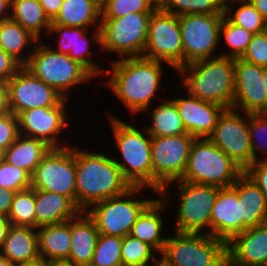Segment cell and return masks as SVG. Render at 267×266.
Masks as SVG:
<instances>
[{
    "label": "cell",
    "instance_id": "26",
    "mask_svg": "<svg viewBox=\"0 0 267 266\" xmlns=\"http://www.w3.org/2000/svg\"><path fill=\"white\" fill-rule=\"evenodd\" d=\"M38 252L45 261L68 260L71 250V220L36 229Z\"/></svg>",
    "mask_w": 267,
    "mask_h": 266
},
{
    "label": "cell",
    "instance_id": "53",
    "mask_svg": "<svg viewBox=\"0 0 267 266\" xmlns=\"http://www.w3.org/2000/svg\"><path fill=\"white\" fill-rule=\"evenodd\" d=\"M148 1L154 11H164L170 3V0H148Z\"/></svg>",
    "mask_w": 267,
    "mask_h": 266
},
{
    "label": "cell",
    "instance_id": "22",
    "mask_svg": "<svg viewBox=\"0 0 267 266\" xmlns=\"http://www.w3.org/2000/svg\"><path fill=\"white\" fill-rule=\"evenodd\" d=\"M237 191L241 210V232L267 223V202L261 189L244 172L232 185Z\"/></svg>",
    "mask_w": 267,
    "mask_h": 266
},
{
    "label": "cell",
    "instance_id": "36",
    "mask_svg": "<svg viewBox=\"0 0 267 266\" xmlns=\"http://www.w3.org/2000/svg\"><path fill=\"white\" fill-rule=\"evenodd\" d=\"M164 12L178 16L184 14L224 15L225 2L223 0H170Z\"/></svg>",
    "mask_w": 267,
    "mask_h": 266
},
{
    "label": "cell",
    "instance_id": "5",
    "mask_svg": "<svg viewBox=\"0 0 267 266\" xmlns=\"http://www.w3.org/2000/svg\"><path fill=\"white\" fill-rule=\"evenodd\" d=\"M244 170L208 138H195L182 181L219 188L231 187Z\"/></svg>",
    "mask_w": 267,
    "mask_h": 266
},
{
    "label": "cell",
    "instance_id": "39",
    "mask_svg": "<svg viewBox=\"0 0 267 266\" xmlns=\"http://www.w3.org/2000/svg\"><path fill=\"white\" fill-rule=\"evenodd\" d=\"M153 247L131 235L123 237L121 248L122 266H148L156 258Z\"/></svg>",
    "mask_w": 267,
    "mask_h": 266
},
{
    "label": "cell",
    "instance_id": "34",
    "mask_svg": "<svg viewBox=\"0 0 267 266\" xmlns=\"http://www.w3.org/2000/svg\"><path fill=\"white\" fill-rule=\"evenodd\" d=\"M230 2L240 5L233 14L231 12V6L229 5ZM224 15H226L233 24L243 27L253 34H258L267 30V21L248 0H232L226 2Z\"/></svg>",
    "mask_w": 267,
    "mask_h": 266
},
{
    "label": "cell",
    "instance_id": "58",
    "mask_svg": "<svg viewBox=\"0 0 267 266\" xmlns=\"http://www.w3.org/2000/svg\"><path fill=\"white\" fill-rule=\"evenodd\" d=\"M0 266H17V264L0 255Z\"/></svg>",
    "mask_w": 267,
    "mask_h": 266
},
{
    "label": "cell",
    "instance_id": "28",
    "mask_svg": "<svg viewBox=\"0 0 267 266\" xmlns=\"http://www.w3.org/2000/svg\"><path fill=\"white\" fill-rule=\"evenodd\" d=\"M165 197V198H164ZM162 198V199H161ZM155 199L137 218V221L132 226L131 235L143 242H146L155 251L160 254L163 252L167 237L161 236L162 233V219L159 212L163 211L166 206V196H161Z\"/></svg>",
    "mask_w": 267,
    "mask_h": 266
},
{
    "label": "cell",
    "instance_id": "8",
    "mask_svg": "<svg viewBox=\"0 0 267 266\" xmlns=\"http://www.w3.org/2000/svg\"><path fill=\"white\" fill-rule=\"evenodd\" d=\"M140 192L142 187H131L121 195L94 203L90 210L85 211L95 222L99 234L118 237L130 234L137 218L155 200H135L130 197Z\"/></svg>",
    "mask_w": 267,
    "mask_h": 266
},
{
    "label": "cell",
    "instance_id": "19",
    "mask_svg": "<svg viewBox=\"0 0 267 266\" xmlns=\"http://www.w3.org/2000/svg\"><path fill=\"white\" fill-rule=\"evenodd\" d=\"M188 97L173 100L186 132L195 138H208L225 108L197 97Z\"/></svg>",
    "mask_w": 267,
    "mask_h": 266
},
{
    "label": "cell",
    "instance_id": "32",
    "mask_svg": "<svg viewBox=\"0 0 267 266\" xmlns=\"http://www.w3.org/2000/svg\"><path fill=\"white\" fill-rule=\"evenodd\" d=\"M35 36L11 18L0 23V48L24 66L29 57H20L30 42H38Z\"/></svg>",
    "mask_w": 267,
    "mask_h": 266
},
{
    "label": "cell",
    "instance_id": "46",
    "mask_svg": "<svg viewBox=\"0 0 267 266\" xmlns=\"http://www.w3.org/2000/svg\"><path fill=\"white\" fill-rule=\"evenodd\" d=\"M22 66L0 48V82L6 83Z\"/></svg>",
    "mask_w": 267,
    "mask_h": 266
},
{
    "label": "cell",
    "instance_id": "21",
    "mask_svg": "<svg viewBox=\"0 0 267 266\" xmlns=\"http://www.w3.org/2000/svg\"><path fill=\"white\" fill-rule=\"evenodd\" d=\"M241 233V210L237 191L220 188L211 214V236L228 242Z\"/></svg>",
    "mask_w": 267,
    "mask_h": 266
},
{
    "label": "cell",
    "instance_id": "6",
    "mask_svg": "<svg viewBox=\"0 0 267 266\" xmlns=\"http://www.w3.org/2000/svg\"><path fill=\"white\" fill-rule=\"evenodd\" d=\"M152 13L133 12L119 18H101L94 41L107 52L119 53L122 58L142 56Z\"/></svg>",
    "mask_w": 267,
    "mask_h": 266
},
{
    "label": "cell",
    "instance_id": "23",
    "mask_svg": "<svg viewBox=\"0 0 267 266\" xmlns=\"http://www.w3.org/2000/svg\"><path fill=\"white\" fill-rule=\"evenodd\" d=\"M49 32L59 33V47L53 48L58 53L66 54L74 61L82 65L94 78L103 72L94 61H91L86 55L91 56L89 52V41L86 37V28L68 27L59 24H51ZM102 71V72H101Z\"/></svg>",
    "mask_w": 267,
    "mask_h": 266
},
{
    "label": "cell",
    "instance_id": "62",
    "mask_svg": "<svg viewBox=\"0 0 267 266\" xmlns=\"http://www.w3.org/2000/svg\"><path fill=\"white\" fill-rule=\"evenodd\" d=\"M75 266H92L91 264H89V265H76L75 264Z\"/></svg>",
    "mask_w": 267,
    "mask_h": 266
},
{
    "label": "cell",
    "instance_id": "33",
    "mask_svg": "<svg viewBox=\"0 0 267 266\" xmlns=\"http://www.w3.org/2000/svg\"><path fill=\"white\" fill-rule=\"evenodd\" d=\"M152 112V125L146 130L151 137H163L181 135L186 132L182 120L178 114V108L173 100L165 99Z\"/></svg>",
    "mask_w": 267,
    "mask_h": 266
},
{
    "label": "cell",
    "instance_id": "61",
    "mask_svg": "<svg viewBox=\"0 0 267 266\" xmlns=\"http://www.w3.org/2000/svg\"><path fill=\"white\" fill-rule=\"evenodd\" d=\"M263 77H264L265 90L267 91V67L263 68Z\"/></svg>",
    "mask_w": 267,
    "mask_h": 266
},
{
    "label": "cell",
    "instance_id": "35",
    "mask_svg": "<svg viewBox=\"0 0 267 266\" xmlns=\"http://www.w3.org/2000/svg\"><path fill=\"white\" fill-rule=\"evenodd\" d=\"M11 225L36 228L35 189L30 187L15 193L8 214Z\"/></svg>",
    "mask_w": 267,
    "mask_h": 266
},
{
    "label": "cell",
    "instance_id": "38",
    "mask_svg": "<svg viewBox=\"0 0 267 266\" xmlns=\"http://www.w3.org/2000/svg\"><path fill=\"white\" fill-rule=\"evenodd\" d=\"M123 237L99 234L91 262L92 266H122Z\"/></svg>",
    "mask_w": 267,
    "mask_h": 266
},
{
    "label": "cell",
    "instance_id": "50",
    "mask_svg": "<svg viewBox=\"0 0 267 266\" xmlns=\"http://www.w3.org/2000/svg\"><path fill=\"white\" fill-rule=\"evenodd\" d=\"M10 226L11 223L9 222L8 217L0 214V247L5 242Z\"/></svg>",
    "mask_w": 267,
    "mask_h": 266
},
{
    "label": "cell",
    "instance_id": "20",
    "mask_svg": "<svg viewBox=\"0 0 267 266\" xmlns=\"http://www.w3.org/2000/svg\"><path fill=\"white\" fill-rule=\"evenodd\" d=\"M227 256L237 266H267V223L234 235L227 242Z\"/></svg>",
    "mask_w": 267,
    "mask_h": 266
},
{
    "label": "cell",
    "instance_id": "56",
    "mask_svg": "<svg viewBox=\"0 0 267 266\" xmlns=\"http://www.w3.org/2000/svg\"><path fill=\"white\" fill-rule=\"evenodd\" d=\"M154 262L152 266H172L162 256L161 259H155Z\"/></svg>",
    "mask_w": 267,
    "mask_h": 266
},
{
    "label": "cell",
    "instance_id": "4",
    "mask_svg": "<svg viewBox=\"0 0 267 266\" xmlns=\"http://www.w3.org/2000/svg\"><path fill=\"white\" fill-rule=\"evenodd\" d=\"M111 124L116 146H118L125 161L119 162V159L115 160V163L121 169L124 179L131 187H151L153 189L152 137L147 130H144L145 132L143 133L135 126L125 123L113 115Z\"/></svg>",
    "mask_w": 267,
    "mask_h": 266
},
{
    "label": "cell",
    "instance_id": "45",
    "mask_svg": "<svg viewBox=\"0 0 267 266\" xmlns=\"http://www.w3.org/2000/svg\"><path fill=\"white\" fill-rule=\"evenodd\" d=\"M261 189L267 202V160L260 159L244 171Z\"/></svg>",
    "mask_w": 267,
    "mask_h": 266
},
{
    "label": "cell",
    "instance_id": "51",
    "mask_svg": "<svg viewBox=\"0 0 267 266\" xmlns=\"http://www.w3.org/2000/svg\"><path fill=\"white\" fill-rule=\"evenodd\" d=\"M8 9H11V1L0 0V23L11 18V15L6 11Z\"/></svg>",
    "mask_w": 267,
    "mask_h": 266
},
{
    "label": "cell",
    "instance_id": "43",
    "mask_svg": "<svg viewBox=\"0 0 267 266\" xmlns=\"http://www.w3.org/2000/svg\"><path fill=\"white\" fill-rule=\"evenodd\" d=\"M241 59L260 67H267V30L254 34Z\"/></svg>",
    "mask_w": 267,
    "mask_h": 266
},
{
    "label": "cell",
    "instance_id": "52",
    "mask_svg": "<svg viewBox=\"0 0 267 266\" xmlns=\"http://www.w3.org/2000/svg\"><path fill=\"white\" fill-rule=\"evenodd\" d=\"M267 21V0H248Z\"/></svg>",
    "mask_w": 267,
    "mask_h": 266
},
{
    "label": "cell",
    "instance_id": "25",
    "mask_svg": "<svg viewBox=\"0 0 267 266\" xmlns=\"http://www.w3.org/2000/svg\"><path fill=\"white\" fill-rule=\"evenodd\" d=\"M71 219V250L68 261L76 265H89L99 237L95 222L85 213ZM81 216V217H80Z\"/></svg>",
    "mask_w": 267,
    "mask_h": 266
},
{
    "label": "cell",
    "instance_id": "31",
    "mask_svg": "<svg viewBox=\"0 0 267 266\" xmlns=\"http://www.w3.org/2000/svg\"><path fill=\"white\" fill-rule=\"evenodd\" d=\"M11 10V19L18 22L38 40L43 29L49 32L51 21L45 15L38 0H12Z\"/></svg>",
    "mask_w": 267,
    "mask_h": 266
},
{
    "label": "cell",
    "instance_id": "16",
    "mask_svg": "<svg viewBox=\"0 0 267 266\" xmlns=\"http://www.w3.org/2000/svg\"><path fill=\"white\" fill-rule=\"evenodd\" d=\"M6 85L8 108L16 116L33 108L54 107L64 99L54 88L33 76L23 66Z\"/></svg>",
    "mask_w": 267,
    "mask_h": 266
},
{
    "label": "cell",
    "instance_id": "12",
    "mask_svg": "<svg viewBox=\"0 0 267 266\" xmlns=\"http://www.w3.org/2000/svg\"><path fill=\"white\" fill-rule=\"evenodd\" d=\"M179 183V205L175 232L204 233L211 235L212 207L218 195L219 187L195 184L182 180Z\"/></svg>",
    "mask_w": 267,
    "mask_h": 266
},
{
    "label": "cell",
    "instance_id": "54",
    "mask_svg": "<svg viewBox=\"0 0 267 266\" xmlns=\"http://www.w3.org/2000/svg\"><path fill=\"white\" fill-rule=\"evenodd\" d=\"M17 266H48V261L40 258L37 261L19 263Z\"/></svg>",
    "mask_w": 267,
    "mask_h": 266
},
{
    "label": "cell",
    "instance_id": "47",
    "mask_svg": "<svg viewBox=\"0 0 267 266\" xmlns=\"http://www.w3.org/2000/svg\"><path fill=\"white\" fill-rule=\"evenodd\" d=\"M45 15L52 21L58 14L63 0H39Z\"/></svg>",
    "mask_w": 267,
    "mask_h": 266
},
{
    "label": "cell",
    "instance_id": "30",
    "mask_svg": "<svg viewBox=\"0 0 267 266\" xmlns=\"http://www.w3.org/2000/svg\"><path fill=\"white\" fill-rule=\"evenodd\" d=\"M101 8L95 0H63L57 16L51 24L86 28L101 21ZM98 20V21H97Z\"/></svg>",
    "mask_w": 267,
    "mask_h": 266
},
{
    "label": "cell",
    "instance_id": "42",
    "mask_svg": "<svg viewBox=\"0 0 267 266\" xmlns=\"http://www.w3.org/2000/svg\"><path fill=\"white\" fill-rule=\"evenodd\" d=\"M0 187L18 192L31 187V176L17 166L4 161L0 164Z\"/></svg>",
    "mask_w": 267,
    "mask_h": 266
},
{
    "label": "cell",
    "instance_id": "24",
    "mask_svg": "<svg viewBox=\"0 0 267 266\" xmlns=\"http://www.w3.org/2000/svg\"><path fill=\"white\" fill-rule=\"evenodd\" d=\"M36 229L40 226L65 222L82 211L66 196L35 190Z\"/></svg>",
    "mask_w": 267,
    "mask_h": 266
},
{
    "label": "cell",
    "instance_id": "18",
    "mask_svg": "<svg viewBox=\"0 0 267 266\" xmlns=\"http://www.w3.org/2000/svg\"><path fill=\"white\" fill-rule=\"evenodd\" d=\"M65 103L67 102L64 98L54 107H39L21 112L17 116L19 134L42 140L51 148L66 147L64 144L58 145V137L56 136L67 125Z\"/></svg>",
    "mask_w": 267,
    "mask_h": 266
},
{
    "label": "cell",
    "instance_id": "2",
    "mask_svg": "<svg viewBox=\"0 0 267 266\" xmlns=\"http://www.w3.org/2000/svg\"><path fill=\"white\" fill-rule=\"evenodd\" d=\"M112 76L107 82L112 91L132 113L148 109L152 97L160 90L161 61L142 56L112 62Z\"/></svg>",
    "mask_w": 267,
    "mask_h": 266
},
{
    "label": "cell",
    "instance_id": "48",
    "mask_svg": "<svg viewBox=\"0 0 267 266\" xmlns=\"http://www.w3.org/2000/svg\"><path fill=\"white\" fill-rule=\"evenodd\" d=\"M16 192L0 187V214L8 216Z\"/></svg>",
    "mask_w": 267,
    "mask_h": 266
},
{
    "label": "cell",
    "instance_id": "49",
    "mask_svg": "<svg viewBox=\"0 0 267 266\" xmlns=\"http://www.w3.org/2000/svg\"><path fill=\"white\" fill-rule=\"evenodd\" d=\"M7 112H9L7 85L4 82H0V115Z\"/></svg>",
    "mask_w": 267,
    "mask_h": 266
},
{
    "label": "cell",
    "instance_id": "57",
    "mask_svg": "<svg viewBox=\"0 0 267 266\" xmlns=\"http://www.w3.org/2000/svg\"><path fill=\"white\" fill-rule=\"evenodd\" d=\"M217 266H237V265L227 256Z\"/></svg>",
    "mask_w": 267,
    "mask_h": 266
},
{
    "label": "cell",
    "instance_id": "40",
    "mask_svg": "<svg viewBox=\"0 0 267 266\" xmlns=\"http://www.w3.org/2000/svg\"><path fill=\"white\" fill-rule=\"evenodd\" d=\"M247 116V117H246ZM245 118H248V126H249V135H250V142H251V151L253 156V163L258 161L256 150L261 152L262 154L267 155V144L263 142L264 134L267 137V113H246ZM260 138L262 141L257 142V138ZM265 139V138H264ZM265 141V140H264ZM265 160H267V157Z\"/></svg>",
    "mask_w": 267,
    "mask_h": 266
},
{
    "label": "cell",
    "instance_id": "59",
    "mask_svg": "<svg viewBox=\"0 0 267 266\" xmlns=\"http://www.w3.org/2000/svg\"><path fill=\"white\" fill-rule=\"evenodd\" d=\"M6 149L0 147V164L5 161Z\"/></svg>",
    "mask_w": 267,
    "mask_h": 266
},
{
    "label": "cell",
    "instance_id": "9",
    "mask_svg": "<svg viewBox=\"0 0 267 266\" xmlns=\"http://www.w3.org/2000/svg\"><path fill=\"white\" fill-rule=\"evenodd\" d=\"M167 237L162 257L172 266H217L227 257V242L207 233Z\"/></svg>",
    "mask_w": 267,
    "mask_h": 266
},
{
    "label": "cell",
    "instance_id": "14",
    "mask_svg": "<svg viewBox=\"0 0 267 266\" xmlns=\"http://www.w3.org/2000/svg\"><path fill=\"white\" fill-rule=\"evenodd\" d=\"M224 15L184 14L179 16L183 45V66L213 58L220 43V25Z\"/></svg>",
    "mask_w": 267,
    "mask_h": 266
},
{
    "label": "cell",
    "instance_id": "55",
    "mask_svg": "<svg viewBox=\"0 0 267 266\" xmlns=\"http://www.w3.org/2000/svg\"><path fill=\"white\" fill-rule=\"evenodd\" d=\"M48 266H75V264L68 260H55L48 262Z\"/></svg>",
    "mask_w": 267,
    "mask_h": 266
},
{
    "label": "cell",
    "instance_id": "29",
    "mask_svg": "<svg viewBox=\"0 0 267 266\" xmlns=\"http://www.w3.org/2000/svg\"><path fill=\"white\" fill-rule=\"evenodd\" d=\"M50 148L42 140L19 134L6 149L5 161L24 169L31 176Z\"/></svg>",
    "mask_w": 267,
    "mask_h": 266
},
{
    "label": "cell",
    "instance_id": "27",
    "mask_svg": "<svg viewBox=\"0 0 267 266\" xmlns=\"http://www.w3.org/2000/svg\"><path fill=\"white\" fill-rule=\"evenodd\" d=\"M35 229L30 226L11 225L5 242L0 247V255L16 264L39 260L38 236Z\"/></svg>",
    "mask_w": 267,
    "mask_h": 266
},
{
    "label": "cell",
    "instance_id": "17",
    "mask_svg": "<svg viewBox=\"0 0 267 266\" xmlns=\"http://www.w3.org/2000/svg\"><path fill=\"white\" fill-rule=\"evenodd\" d=\"M234 79L232 108L235 110L242 108L245 114L267 113V91L265 90L263 67L241 58H235Z\"/></svg>",
    "mask_w": 267,
    "mask_h": 266
},
{
    "label": "cell",
    "instance_id": "15",
    "mask_svg": "<svg viewBox=\"0 0 267 266\" xmlns=\"http://www.w3.org/2000/svg\"><path fill=\"white\" fill-rule=\"evenodd\" d=\"M237 113L233 108L225 109L208 139L245 171L253 163L249 126Z\"/></svg>",
    "mask_w": 267,
    "mask_h": 266
},
{
    "label": "cell",
    "instance_id": "10",
    "mask_svg": "<svg viewBox=\"0 0 267 266\" xmlns=\"http://www.w3.org/2000/svg\"><path fill=\"white\" fill-rule=\"evenodd\" d=\"M194 139L195 137L188 133L152 137L153 191L166 196L167 185L183 177Z\"/></svg>",
    "mask_w": 267,
    "mask_h": 266
},
{
    "label": "cell",
    "instance_id": "1",
    "mask_svg": "<svg viewBox=\"0 0 267 266\" xmlns=\"http://www.w3.org/2000/svg\"><path fill=\"white\" fill-rule=\"evenodd\" d=\"M76 206L84 212L96 202L125 193L131 185L124 179L115 158L75 148Z\"/></svg>",
    "mask_w": 267,
    "mask_h": 266
},
{
    "label": "cell",
    "instance_id": "60",
    "mask_svg": "<svg viewBox=\"0 0 267 266\" xmlns=\"http://www.w3.org/2000/svg\"><path fill=\"white\" fill-rule=\"evenodd\" d=\"M110 0H95V3L102 8L105 4H107Z\"/></svg>",
    "mask_w": 267,
    "mask_h": 266
},
{
    "label": "cell",
    "instance_id": "3",
    "mask_svg": "<svg viewBox=\"0 0 267 266\" xmlns=\"http://www.w3.org/2000/svg\"><path fill=\"white\" fill-rule=\"evenodd\" d=\"M177 71L185 76L182 82L188 96L215 103L225 109L232 108L235 88L234 58L219 55L189 63Z\"/></svg>",
    "mask_w": 267,
    "mask_h": 266
},
{
    "label": "cell",
    "instance_id": "37",
    "mask_svg": "<svg viewBox=\"0 0 267 266\" xmlns=\"http://www.w3.org/2000/svg\"><path fill=\"white\" fill-rule=\"evenodd\" d=\"M253 33L247 31L243 27L233 24L226 15L223 16L220 25V38L224 37L225 43L230 46L231 52L220 54V56L230 58H241L245 53L248 44L252 40Z\"/></svg>",
    "mask_w": 267,
    "mask_h": 266
},
{
    "label": "cell",
    "instance_id": "44",
    "mask_svg": "<svg viewBox=\"0 0 267 266\" xmlns=\"http://www.w3.org/2000/svg\"><path fill=\"white\" fill-rule=\"evenodd\" d=\"M18 135V117L10 111L0 115V147L7 149Z\"/></svg>",
    "mask_w": 267,
    "mask_h": 266
},
{
    "label": "cell",
    "instance_id": "11",
    "mask_svg": "<svg viewBox=\"0 0 267 266\" xmlns=\"http://www.w3.org/2000/svg\"><path fill=\"white\" fill-rule=\"evenodd\" d=\"M31 187L66 196L76 205L75 148H50L31 175Z\"/></svg>",
    "mask_w": 267,
    "mask_h": 266
},
{
    "label": "cell",
    "instance_id": "41",
    "mask_svg": "<svg viewBox=\"0 0 267 266\" xmlns=\"http://www.w3.org/2000/svg\"><path fill=\"white\" fill-rule=\"evenodd\" d=\"M133 12H154V10L148 0H110L101 8V18H119Z\"/></svg>",
    "mask_w": 267,
    "mask_h": 266
},
{
    "label": "cell",
    "instance_id": "7",
    "mask_svg": "<svg viewBox=\"0 0 267 266\" xmlns=\"http://www.w3.org/2000/svg\"><path fill=\"white\" fill-rule=\"evenodd\" d=\"M37 44L23 67L54 88L65 99L71 87L93 78L82 65L68 55L58 53L46 44Z\"/></svg>",
    "mask_w": 267,
    "mask_h": 266
},
{
    "label": "cell",
    "instance_id": "13",
    "mask_svg": "<svg viewBox=\"0 0 267 266\" xmlns=\"http://www.w3.org/2000/svg\"><path fill=\"white\" fill-rule=\"evenodd\" d=\"M142 57L166 62L175 70L183 67V45L178 15L164 11L152 13Z\"/></svg>",
    "mask_w": 267,
    "mask_h": 266
}]
</instances>
